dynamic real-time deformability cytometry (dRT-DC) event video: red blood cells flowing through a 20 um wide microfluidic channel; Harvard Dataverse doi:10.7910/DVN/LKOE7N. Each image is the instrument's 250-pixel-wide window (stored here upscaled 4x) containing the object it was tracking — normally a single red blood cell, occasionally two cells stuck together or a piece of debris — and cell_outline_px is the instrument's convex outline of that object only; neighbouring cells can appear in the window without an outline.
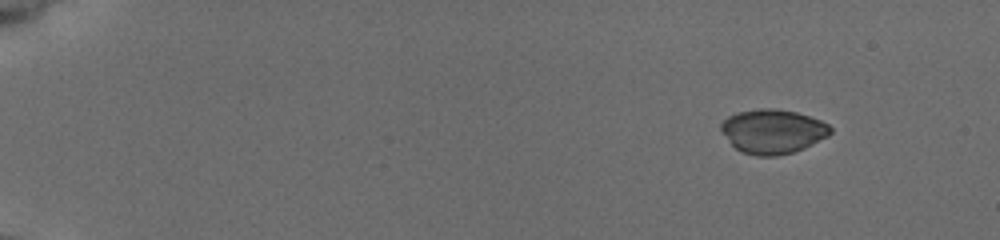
{"species": "common noctule bat (a hibernating species)", "species_latin": "Nyctalus noctula", "temperature_condition": "cold", "stored_images_in_passage": 51, "camera_frame_rate_fps": 3000, "um_per_image_px": 0.085, "animal": {"sex": "female", "body_mass_g": 19.5, "forearm_length_mm": 54.1}, "frame": {"image": 1, "passage_image": 1, "time_ms": 0.0, "image_size_px": [1000, 240], "cell_outline_px": [[832, 132], [828, 136], [804, 148], [792, 152], [776, 156], [756, 156], [740, 152], [720, 132], [720, 124], [728, 116], [736, 112], [760, 108], [776, 108], [796, 112], [820, 120], [828, 124], [832, 128]], "centroid_in_image_um": [65.66, 11.16], "position_along_channel_um": 19.3, "area_um2": 28.38}}
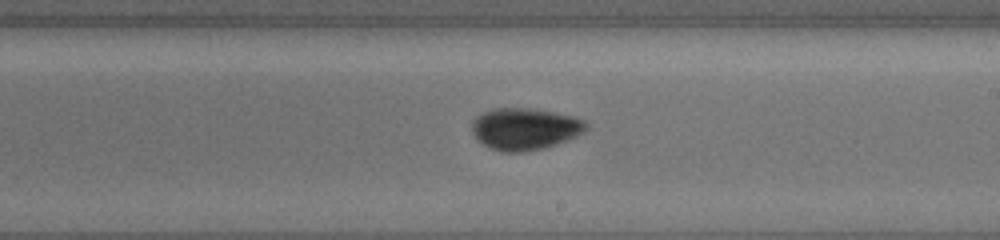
{"frame": {"image": 2, "passage_image": 30, "time_ms": 9.667, "image_size_px": [1000, 240], "cell_outline_px": [[588, 128], [576, 136], [556, 144], [544, 148], [520, 152], [500, 152], [476, 140], [472, 132], [472, 120], [476, 116], [492, 108], [532, 108], [576, 116], [584, 120], [588, 124]], "centroid_in_image_um": [44.6, 10.94], "position_along_channel_um": 244.4, "area_um2": 28.03}}
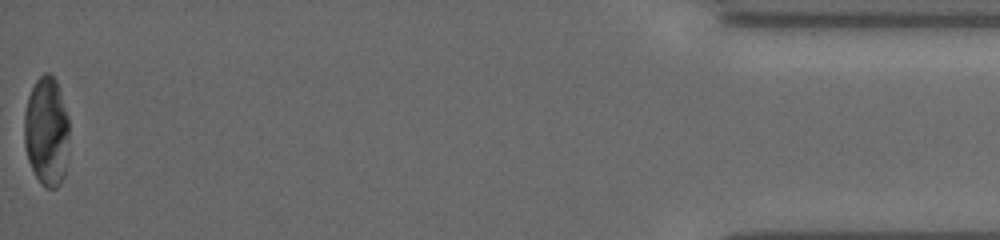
{"frame": {"image": 3, "passage_image": 51, "time_ms": 16.667, "image_size_px": [1000, 240], "cell_outline_px": [[68, 136], [64, 176], [60, 184], [56, 188], [44, 188], [40, 184], [28, 160], [24, 144], [24, 112], [28, 96], [36, 80], [44, 72], [48, 72], [56, 80], [68, 116]], "centroid_in_image_um": [3.94, 11.17], "position_along_channel_um": 431.3, "area_um2": 28.61}, "authors_computed_cell_mechanics": {"area_um2": 28.2642, "velocity_mm_per_s": 3.7904, "shape_relaxation_time_tau1_ms": 3.2126, "shape_relaxation_time_tau2_ms": null, "deformation_change_tau1": 0.0914, "deformation_change_tau2": null}}